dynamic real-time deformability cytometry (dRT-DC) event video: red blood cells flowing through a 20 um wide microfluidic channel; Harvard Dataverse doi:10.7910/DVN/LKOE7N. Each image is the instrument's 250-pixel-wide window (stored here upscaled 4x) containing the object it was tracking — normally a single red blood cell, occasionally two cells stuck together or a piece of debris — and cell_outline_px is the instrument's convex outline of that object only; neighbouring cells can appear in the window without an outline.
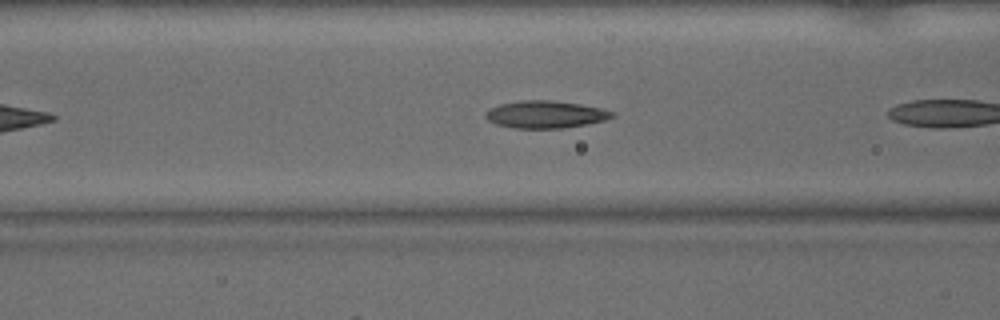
{"species": "common noctule bat (a hibernating species)", "species_latin": "Nyctalus noctula", "temperature_condition": "warm", "stored_images_in_passage": 7, "camera_frame_rate_fps": 3000, "um_per_image_px": 0.085, "animal": {"sex": "male", "body_mass_g": 15.6}, "frame": {"image": 1, "passage_image": 6, "time_ms": 1.667, "image_size_px": [1000, 320], "cell_outline_px": [[616, 116], [604, 120], [588, 124], [560, 128], [512, 128], [496, 124], [488, 120], [484, 116], [484, 112], [500, 104], [520, 100], [548, 100], [580, 104], [600, 108], [612, 112]], "centroid_in_image_um": [46.33, 9.73], "position_along_channel_um": 120.3, "area_um2": 20.06}}